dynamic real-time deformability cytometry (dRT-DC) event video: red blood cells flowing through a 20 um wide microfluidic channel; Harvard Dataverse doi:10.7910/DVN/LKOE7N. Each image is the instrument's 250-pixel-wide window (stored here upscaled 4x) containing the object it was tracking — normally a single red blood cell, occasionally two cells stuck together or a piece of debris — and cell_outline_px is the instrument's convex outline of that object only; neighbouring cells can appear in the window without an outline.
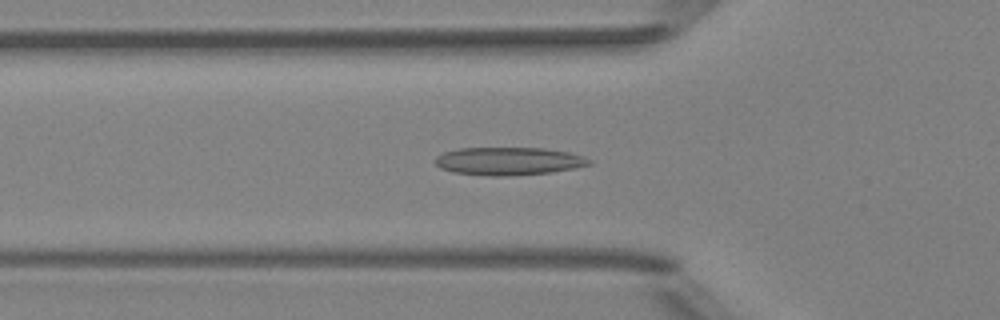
{"species": "Egyptian fruit bat (a non-hibernating species)", "species_latin": "Rousettus aegyptiacus", "temperature_condition": "room temperature", "stored_images_in_passage": 41, "camera_frame_rate_fps": 3000, "um_per_image_px": 0.085, "animal": {"sex": "female"}, "frame": {"image": 1, "passage_image": 8, "time_ms": 2.333, "image_size_px": [1000, 320], "cell_outline_px": [[592, 164], [576, 168], [552, 172], [508, 176], [492, 176], [456, 172], [440, 168], [436, 164], [436, 156], [444, 152], [460, 148], [544, 148], [568, 152], [584, 156], [592, 160]], "centroid_in_image_um": [43.29, 13.69], "position_along_channel_um": 82.5, "area_um2": 25.03}}
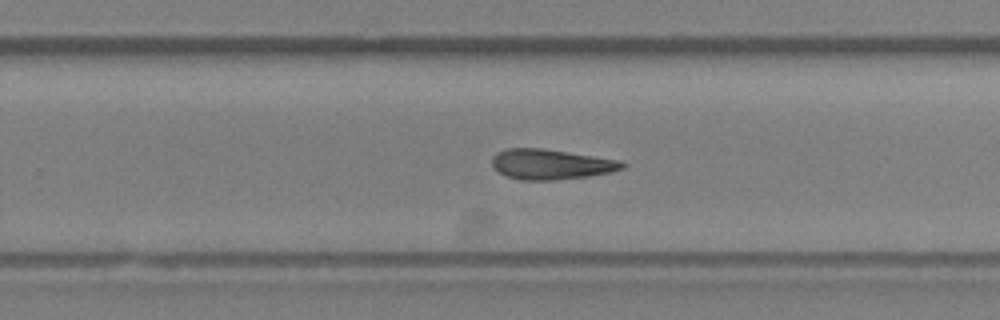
{"frame": {"image": 2, "passage_image": 23, "time_ms": 7.333, "image_size_px": [1000, 320], "cell_outline_px": [[628, 164], [624, 168], [608, 172], [588, 176], [552, 180], [520, 180], [504, 176], [492, 164], [492, 156], [496, 152], [504, 148], [540, 148], [620, 160]], "centroid_in_image_um": [46.79, 13.96], "position_along_channel_um": 283.0, "area_um2": 22.83}}
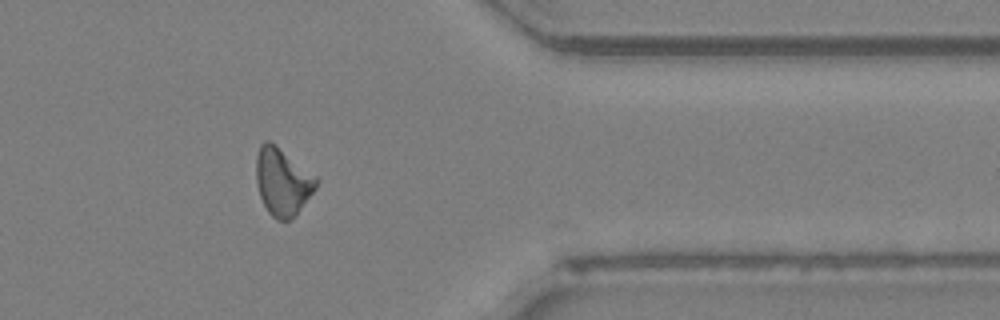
{"frame": {"image": 3, "passage_image": 32, "time_ms": 10.333, "image_size_px": [1000, 320], "cell_outline_px": [[320, 180], [316, 188], [292, 220], [276, 220], [268, 212], [260, 196], [256, 184], [256, 156], [260, 144], [264, 140], [268, 140], [276, 144], [316, 176]], "centroid_in_image_um": [24.01, 15.43], "position_along_channel_um": 387.4, "area_um2": 23.81}}